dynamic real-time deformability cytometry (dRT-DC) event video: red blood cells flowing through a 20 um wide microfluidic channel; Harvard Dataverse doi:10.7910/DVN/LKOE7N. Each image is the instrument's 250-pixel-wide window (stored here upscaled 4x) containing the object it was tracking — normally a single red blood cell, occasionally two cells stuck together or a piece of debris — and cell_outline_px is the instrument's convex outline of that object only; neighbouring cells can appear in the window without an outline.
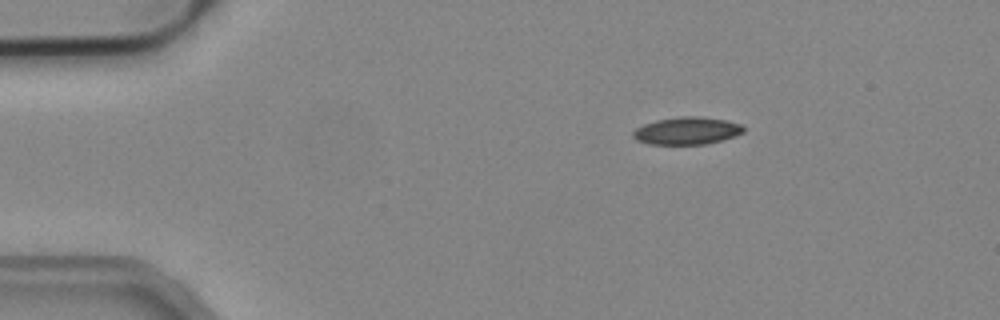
{"species": "common noctule bat (a hibernating species)", "species_latin": "Nyctalus noctula", "temperature_condition": "cold", "stored_images_in_passage": 11, "camera_frame_rate_fps": 3000, "um_per_image_px": 0.085, "animal": {"sex": "male", "body_mass_g": 19.2, "forearm_length_mm": 51.8}, "frame": {"image": 1, "passage_image": 1, "time_ms": 0.0, "image_size_px": [1000, 320], "cell_outline_px": [[744, 132], [720, 140], [704, 144], [648, 144], [636, 140], [632, 136], [632, 132], [636, 128], [644, 124], [656, 120], [680, 116], [696, 116], [724, 120], [740, 124], [744, 128]], "centroid_in_image_um": [58.33, 11.11], "position_along_channel_um": 26.7, "area_um2": 17.46}}
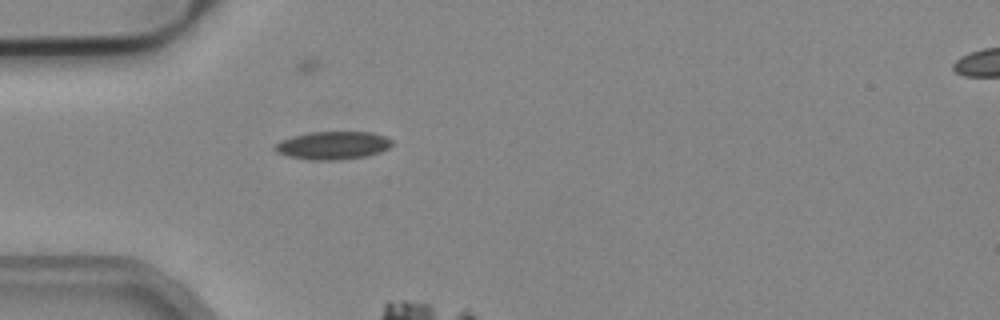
{"frame": {"image": 2, "passage_image": 8, "time_ms": 2.333, "image_size_px": [1000, 320], "cell_outline_px": [[392, 144], [388, 148], [380, 152], [364, 156], [336, 160], [312, 160], [288, 156], [276, 152], [272, 148], [280, 140], [312, 132], [372, 132], [384, 136], [392, 140]], "centroid_in_image_um": [28.28, 12.36], "position_along_channel_um": 56.7, "area_um2": 18.9}}